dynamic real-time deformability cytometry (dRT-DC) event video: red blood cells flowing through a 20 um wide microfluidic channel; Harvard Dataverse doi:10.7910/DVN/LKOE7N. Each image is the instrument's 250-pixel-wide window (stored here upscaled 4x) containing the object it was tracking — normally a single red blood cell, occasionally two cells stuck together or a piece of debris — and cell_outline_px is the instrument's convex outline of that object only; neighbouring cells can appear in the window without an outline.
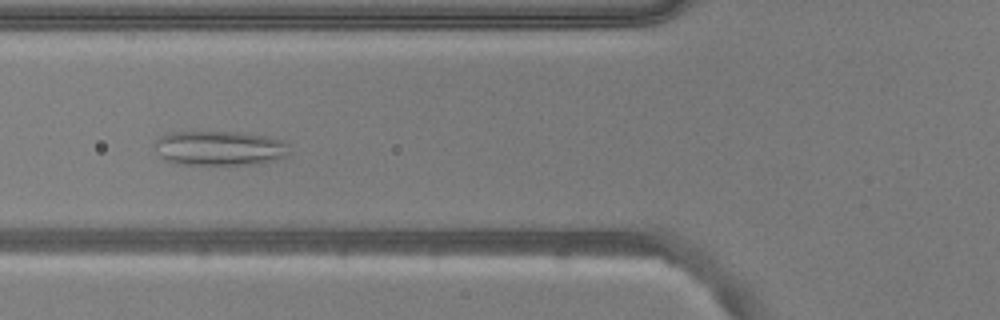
{"species": "common noctule bat (a hibernating species)", "species_latin": "Nyctalus noctula", "temperature_condition": "warm", "stored_images_in_passage": 53, "camera_frame_rate_fps": 3000, "um_per_image_px": 0.085, "animal": {"sex": "male", "body_mass_g": 20.5, "forearm_length_mm": 52.5}, "frame": {"image": 1, "passage_image": 20, "time_ms": 6.333, "image_size_px": [1000, 320], "cell_outline_px": [[292, 152], [288, 156], [276, 160], [260, 164], [176, 164], [164, 160], [160, 156], [152, 144], [160, 136], [172, 132], [240, 132], [268, 136], [280, 140], [288, 144]], "centroid_in_image_um": [18.69, 12.6], "position_along_channel_um": 107.1, "area_um2": 27.57}}
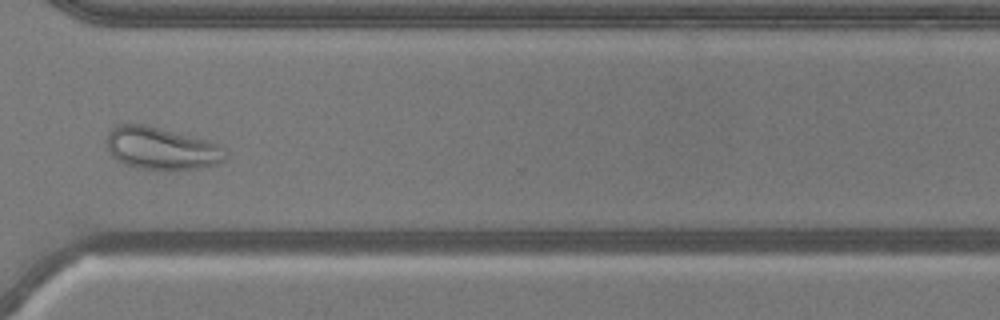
{"frame": {"image": 2, "passage_image": 40, "time_ms": 13.0, "image_size_px": [1000, 320], "cell_outline_px": [[228, 152], [224, 160], [216, 164], [200, 168], [136, 168], [124, 164], [112, 156], [108, 148], [108, 132], [116, 124], [144, 124], [208, 140], [220, 144]], "centroid_in_image_um": [13.74, 12.59], "position_along_channel_um": 356.9, "area_um2": 29.02}}
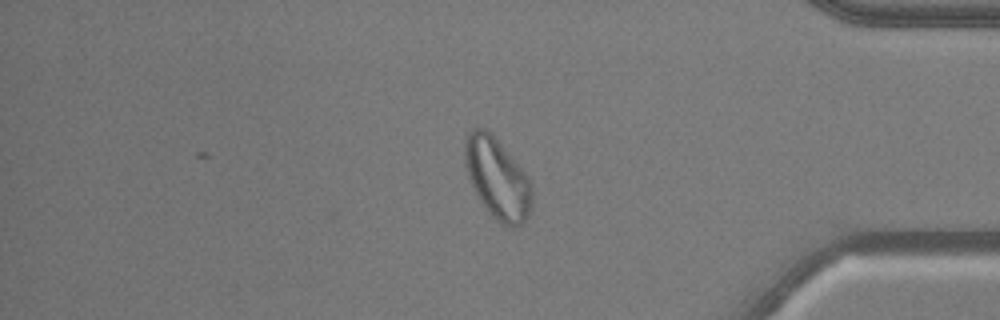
{"frame": {"image": 3, "passage_image": 45, "time_ms": 14.667, "image_size_px": [1000, 320], "cell_outline_px": [[532, 204], [528, 216], [520, 224], [512, 228], [508, 228], [496, 220], [488, 212], [480, 200], [468, 176], [464, 164], [464, 144], [468, 132], [472, 128], [484, 128], [496, 140], [528, 176], [532, 184]], "centroid_in_image_um": [42.27, 15.2], "position_along_channel_um": 392.9, "area_um2": 31.27}}